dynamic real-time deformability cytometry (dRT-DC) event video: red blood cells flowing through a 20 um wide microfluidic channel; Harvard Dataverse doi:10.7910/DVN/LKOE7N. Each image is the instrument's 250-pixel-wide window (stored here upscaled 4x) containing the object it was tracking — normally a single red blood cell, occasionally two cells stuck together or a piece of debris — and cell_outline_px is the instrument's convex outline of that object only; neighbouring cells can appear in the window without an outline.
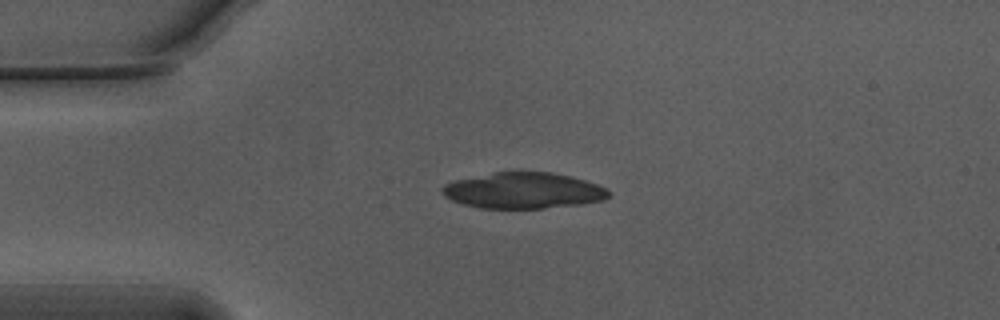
{"species": "Egyptian fruit bat (a non-hibernating species)", "species_latin": "Rousettus aegyptiacus", "temperature_condition": "warm", "stored_images_in_passage": 42, "camera_frame_rate_fps": 3000, "um_per_image_px": 0.085, "animal": {"sex": "male"}, "frame": {"image": 1, "passage_image": 1, "time_ms": 0.0, "image_size_px": [1000, 320], "cell_outline_px": [[608, 196], [604, 200], [580, 204], [544, 208], [480, 208], [464, 204], [452, 200], [444, 196], [440, 192], [440, 188], [444, 184], [452, 180], [516, 168], [552, 172], [584, 180], [608, 188]], "centroid_in_image_um": [44.43, 16.15], "position_along_channel_um": 40.6, "area_um2": 35.72}}